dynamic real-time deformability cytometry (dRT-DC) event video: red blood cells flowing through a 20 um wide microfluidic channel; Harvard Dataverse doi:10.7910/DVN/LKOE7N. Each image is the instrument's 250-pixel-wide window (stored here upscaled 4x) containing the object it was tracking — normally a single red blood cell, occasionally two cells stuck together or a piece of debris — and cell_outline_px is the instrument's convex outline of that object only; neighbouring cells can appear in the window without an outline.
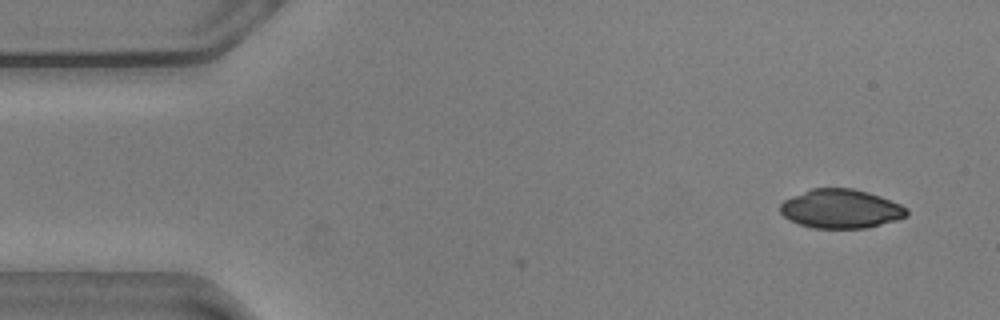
{"species": "common noctule bat (a hibernating species)", "species_latin": "Nyctalus noctula", "temperature_condition": "warm", "stored_images_in_passage": 4, "camera_frame_rate_fps": 3000, "um_per_image_px": 0.085, "animal": {"sex": "male", "body_mass_g": 20.5, "forearm_length_mm": 52.5}, "frame": {"image": 1, "passage_image": 1, "time_ms": 0.0, "image_size_px": [1000, 320], "cell_outline_px": [[908, 216], [896, 220], [864, 228], [812, 228], [800, 224], [784, 216], [780, 212], [780, 204], [784, 200], [792, 196], [812, 188], [852, 188], [868, 192], [880, 196], [900, 204], [908, 208]], "centroid_in_image_um": [71.48, 17.74], "position_along_channel_um": 13.5, "area_um2": 28.61}}